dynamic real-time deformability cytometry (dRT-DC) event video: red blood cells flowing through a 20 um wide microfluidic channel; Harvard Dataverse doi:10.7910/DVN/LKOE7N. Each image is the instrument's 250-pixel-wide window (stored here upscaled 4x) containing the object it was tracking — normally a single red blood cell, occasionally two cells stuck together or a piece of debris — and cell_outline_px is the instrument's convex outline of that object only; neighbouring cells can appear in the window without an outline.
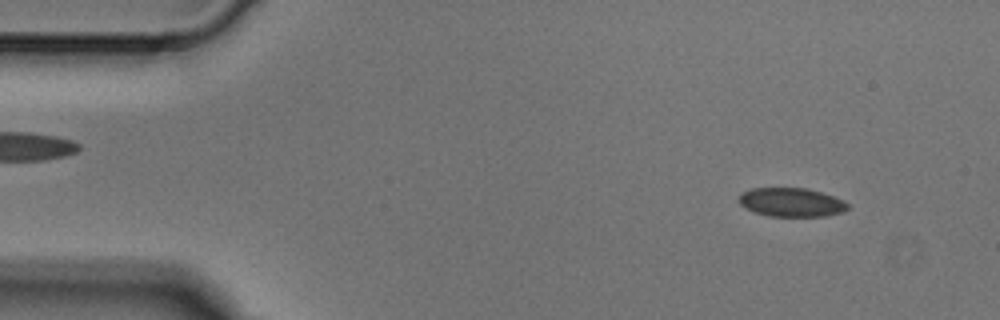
{"species": "Egyptian fruit bat (a non-hibernating species)", "species_latin": "Rousettus aegyptiacus", "temperature_condition": "cold", "stored_images_in_passage": 3, "camera_frame_rate_fps": 3000, "um_per_image_px": 0.085, "animal": {"sex": "male"}, "frame": {"image": 1, "passage_image": 1, "time_ms": 0.0, "image_size_px": [1000, 320], "cell_outline_px": [[848, 208], [844, 212], [824, 216], [768, 216], [756, 212], [740, 204], [736, 200], [736, 196], [740, 192], [752, 188], [808, 188], [844, 200], [848, 204]], "centroid_in_image_um": [67.23, 17.18], "position_along_channel_um": 17.8, "area_um2": 18.38}}